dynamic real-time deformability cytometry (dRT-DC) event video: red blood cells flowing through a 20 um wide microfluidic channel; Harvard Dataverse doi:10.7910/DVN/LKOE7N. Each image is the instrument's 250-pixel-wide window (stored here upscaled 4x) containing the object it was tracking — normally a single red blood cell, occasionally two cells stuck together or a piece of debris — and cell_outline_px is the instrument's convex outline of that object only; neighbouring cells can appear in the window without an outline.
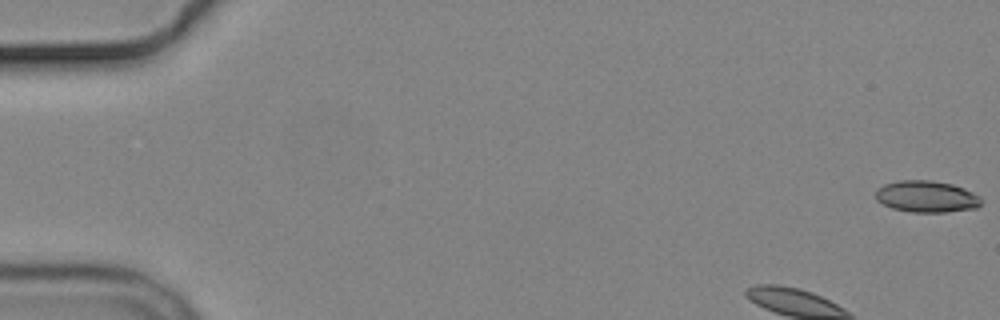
{"species": "common noctule bat (a hibernating species)", "species_latin": "Nyctalus noctula", "temperature_condition": "cold", "stored_images_in_passage": 3, "camera_frame_rate_fps": 3000, "um_per_image_px": 0.085, "animal": {"sex": "male", "body_mass_g": 19.2, "forearm_length_mm": 51.8}, "frame": {"image": 1, "passage_image": 1, "time_ms": 0.0, "image_size_px": [1000, 320], "cell_outline_px": [[984, 200], [976, 208], [944, 212], [912, 212], [892, 208], [876, 200], [876, 188], [884, 184], [900, 180], [932, 180], [952, 184], [964, 188], [980, 196]], "centroid_in_image_um": [78.76, 16.7], "position_along_channel_um": 6.2, "area_um2": 19.54}}